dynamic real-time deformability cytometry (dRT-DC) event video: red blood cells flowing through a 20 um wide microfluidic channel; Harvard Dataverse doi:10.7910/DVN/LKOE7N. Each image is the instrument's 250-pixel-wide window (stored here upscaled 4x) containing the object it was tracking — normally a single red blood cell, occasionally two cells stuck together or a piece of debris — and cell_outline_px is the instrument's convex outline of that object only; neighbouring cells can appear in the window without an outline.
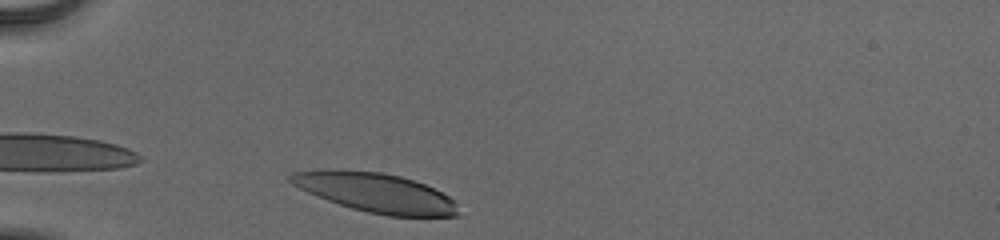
{"species": "human", "species_latin": "Homo sapiens", "temperature_condition": "cold", "stored_images_in_passage": 30, "camera_frame_rate_fps": 3000, "um_per_image_px": 0.085, "donor": {"sex": "male"}, "frame": {"image": 1, "passage_image": 1, "time_ms": 0.0, "image_size_px": [1000, 240], "cell_outline_px": [[456, 216], [388, 216], [368, 212], [352, 208], [328, 200], [308, 192], [292, 184], [288, 180], [288, 176], [292, 172], [380, 172], [400, 176], [424, 184], [456, 200]], "centroid_in_image_um": [32.0, 16.42], "position_along_channel_um": 53.0, "area_um2": 36.88}}
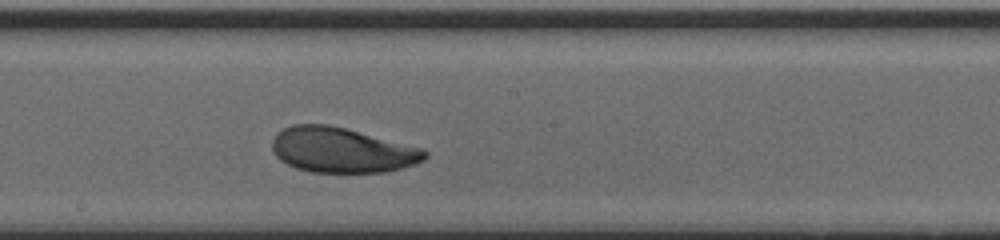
{"frame": {"image": 2, "passage_image": 16, "time_ms": 5.0, "image_size_px": [1000, 240], "cell_outline_px": [[428, 156], [424, 160], [416, 164], [384, 172], [312, 172], [296, 168], [280, 160], [276, 156], [272, 148], [272, 140], [276, 132], [292, 124], [328, 124], [424, 148], [428, 152]], "centroid_in_image_um": [29.06, 12.75], "position_along_channel_um": 219.1, "area_um2": 40.17}}
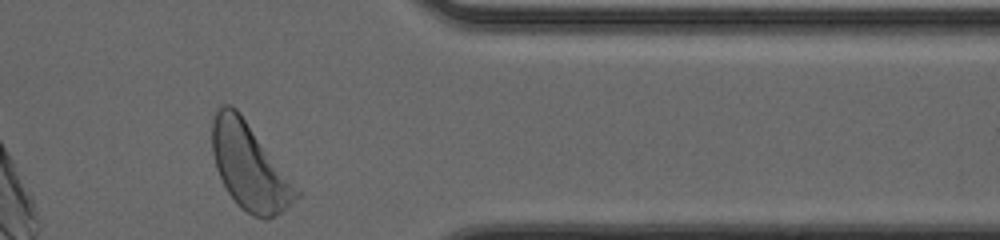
{"frame": {"image": 3, "passage_image": 30, "time_ms": 9.667, "image_size_px": [1000, 240], "cell_outline_px": [[300, 196], [280, 212], [268, 220], [264, 220], [252, 216], [240, 208], [236, 204], [228, 192], [216, 168], [212, 152], [212, 116], [220, 104], [228, 104], [236, 108], [240, 112], [300, 192]], "centroid_in_image_um": [21.16, 14.15], "position_along_channel_um": 390.2, "area_um2": 41.91}, "authors_computed_cell_mechanics": {"area_um2": 40.3444, "velocity_mm_per_s": 3.8581, "shape_relaxation_time_tau1_ms": 2.2743, "shape_relaxation_time_tau2_ms": 2.5125, "deformation_change_tau1": 0.1454, "deformation_change_tau2": 0.0863}}